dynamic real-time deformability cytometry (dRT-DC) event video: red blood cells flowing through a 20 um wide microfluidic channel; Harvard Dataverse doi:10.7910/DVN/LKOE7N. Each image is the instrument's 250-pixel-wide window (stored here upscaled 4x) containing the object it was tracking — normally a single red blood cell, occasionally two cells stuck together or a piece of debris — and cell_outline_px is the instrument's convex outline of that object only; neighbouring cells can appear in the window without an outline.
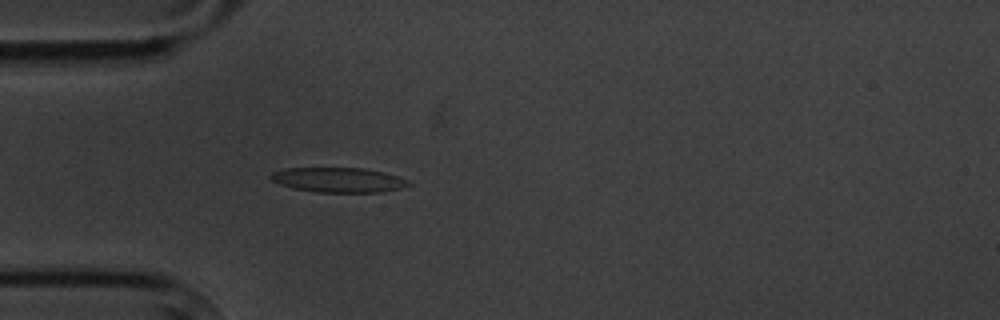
{"species": "common noctule bat (a hibernating species)", "species_latin": "Nyctalus noctula", "temperature_condition": "cold", "stored_images_in_passage": 4, "camera_frame_rate_fps": 3000, "um_per_image_px": 0.085, "animal": {"sex": "male", "body_mass_g": 20.1, "forearm_length_mm": 53.5}, "frame": {"image": 1, "passage_image": 4, "time_ms": 4.333, "image_size_px": [1000, 320], "cell_outline_px": [[412, 184], [400, 188], [380, 192], [316, 192], [292, 188], [280, 184], [272, 180], [268, 176], [272, 172], [284, 168], [364, 168], [396, 176], [408, 180]], "centroid_in_image_um": [28.71, 15.29], "position_along_channel_um": 56.3, "area_um2": 19.77}}